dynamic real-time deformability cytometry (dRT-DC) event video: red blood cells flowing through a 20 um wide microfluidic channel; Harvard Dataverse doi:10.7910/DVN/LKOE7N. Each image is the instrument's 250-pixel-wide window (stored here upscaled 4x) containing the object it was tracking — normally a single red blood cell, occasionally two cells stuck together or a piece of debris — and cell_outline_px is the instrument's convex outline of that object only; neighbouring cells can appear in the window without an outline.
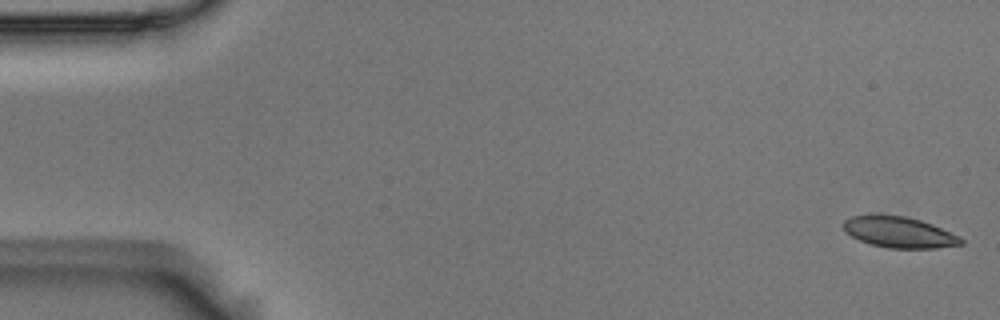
{"species": "Egyptian fruit bat (a non-hibernating species)", "species_latin": "Rousettus aegyptiacus", "temperature_condition": "room temperature", "stored_images_in_passage": 55, "camera_frame_rate_fps": 3000, "um_per_image_px": 0.085, "animal": {"sex": "male"}, "frame": {"image": 1, "passage_image": 1, "time_ms": 0.0, "image_size_px": [1000, 320], "cell_outline_px": [[964, 244], [936, 248], [888, 248], [872, 244], [860, 240], [852, 236], [844, 228], [844, 220], [852, 216], [904, 216], [920, 220], [932, 224], [960, 236], [964, 240]], "centroid_in_image_um": [76.5, 19.76], "position_along_channel_um": 8.5, "area_um2": 20.75}}
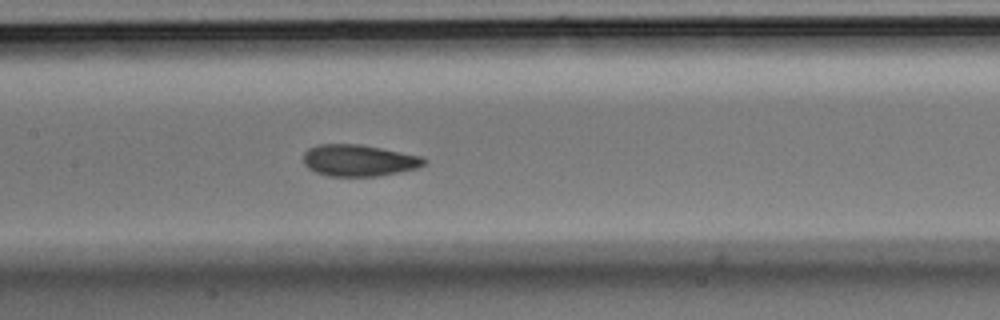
{"frame": {"image": 2, "passage_image": 26, "time_ms": 8.333, "image_size_px": [1000, 320], "cell_outline_px": [[428, 160], [424, 164], [416, 168], [380, 176], [328, 176], [316, 172], [308, 168], [304, 164], [304, 152], [308, 148], [316, 144], [360, 144], [420, 156]], "centroid_in_image_um": [30.46, 13.63], "position_along_channel_um": 176.9, "area_um2": 22.14}}
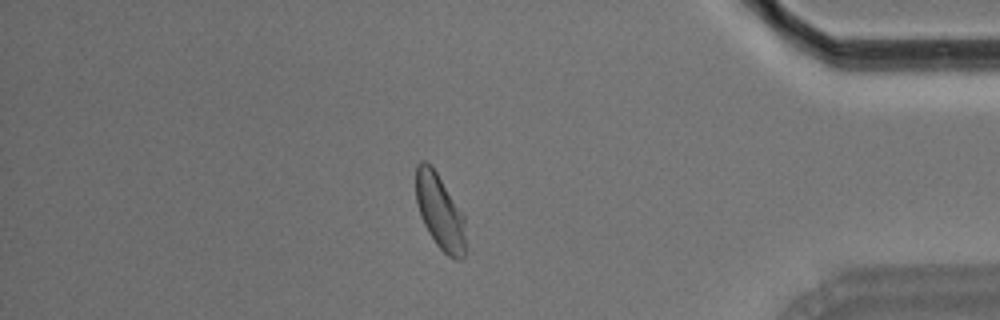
{"frame": {"image": 3, "passage_image": 47, "time_ms": 15.333, "image_size_px": [1000, 320], "cell_outline_px": [[464, 256], [460, 260], [456, 260], [448, 256], [436, 244], [428, 232], [420, 216], [416, 204], [416, 164], [420, 160], [424, 160], [436, 172], [464, 216]], "centroid_in_image_um": [37.36, 18.01], "position_along_channel_um": 397.8, "area_um2": 21.39}, "authors_computed_cell_mechanics": {"area_um2": 22.3686, "velocity_mm_per_s": 3.6403, "shape_relaxation_time_tau1_ms": 5.4723, "shape_relaxation_time_tau2_ms": 1.6395, "deformation_change_tau1": 0.1285, "deformation_change_tau2": 0.0548}}